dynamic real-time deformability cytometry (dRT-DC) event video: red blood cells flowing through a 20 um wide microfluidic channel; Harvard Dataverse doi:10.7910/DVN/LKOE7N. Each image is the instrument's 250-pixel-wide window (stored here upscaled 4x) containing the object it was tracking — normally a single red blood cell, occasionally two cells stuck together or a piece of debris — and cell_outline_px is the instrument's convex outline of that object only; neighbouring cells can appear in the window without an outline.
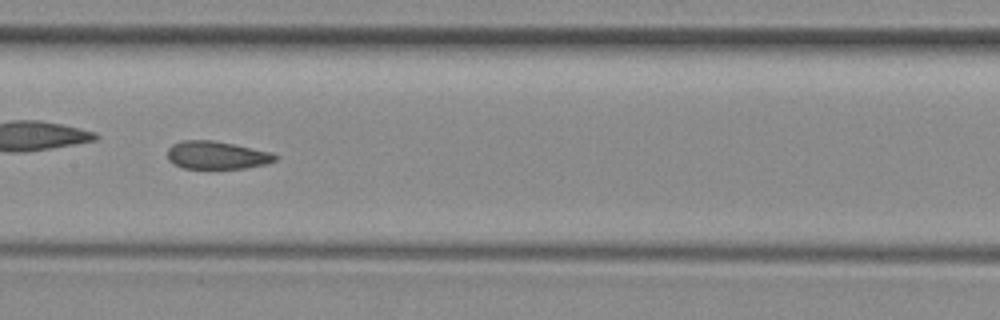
{"species": "common noctule bat (a hibernating species)", "species_latin": "Nyctalus noctula", "temperature_condition": "room temperature", "stored_images_in_passage": 34, "camera_frame_rate_fps": 3000, "um_per_image_px": 0.085, "animal": {"sex": "female", "body_mass_g": 29.2, "forearm_length_mm": 56.3}, "frame": {"image": 1, "passage_image": 15, "time_ms": 4.667, "image_size_px": [1000, 320], "cell_outline_px": [[280, 156], [276, 160], [264, 164], [244, 168], [184, 168], [172, 164], [168, 160], [168, 148], [172, 144], [184, 140], [212, 140], [272, 152]], "centroid_in_image_um": [18.41, 13.19], "position_along_channel_um": 189.0, "area_um2": 17.46}, "authors_computed_cell_mechanics": {"area_um2": 18.2648, "velocity_mm_per_s": 3.9766, "shape_relaxation_time_tau1_ms": null, "shape_relaxation_time_tau2_ms": 2.1618, "deformation_change_tau1": null, "deformation_change_tau2": 0.0758}}